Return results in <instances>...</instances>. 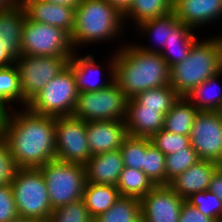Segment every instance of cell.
Returning a JSON list of instances; mask_svg holds the SVG:
<instances>
[{
  "label": "cell",
  "instance_id": "obj_1",
  "mask_svg": "<svg viewBox=\"0 0 222 222\" xmlns=\"http://www.w3.org/2000/svg\"><path fill=\"white\" fill-rule=\"evenodd\" d=\"M16 110H7L0 124V138L6 143L15 168H39L54 160L56 117L33 113L27 107L21 112Z\"/></svg>",
  "mask_w": 222,
  "mask_h": 222
},
{
  "label": "cell",
  "instance_id": "obj_2",
  "mask_svg": "<svg viewBox=\"0 0 222 222\" xmlns=\"http://www.w3.org/2000/svg\"><path fill=\"white\" fill-rule=\"evenodd\" d=\"M124 45L114 52V82L128 98L170 85V67L160 53L142 51L135 44Z\"/></svg>",
  "mask_w": 222,
  "mask_h": 222
},
{
  "label": "cell",
  "instance_id": "obj_3",
  "mask_svg": "<svg viewBox=\"0 0 222 222\" xmlns=\"http://www.w3.org/2000/svg\"><path fill=\"white\" fill-rule=\"evenodd\" d=\"M222 71V36L196 41L186 59L170 68V86L185 97L206 79Z\"/></svg>",
  "mask_w": 222,
  "mask_h": 222
},
{
  "label": "cell",
  "instance_id": "obj_4",
  "mask_svg": "<svg viewBox=\"0 0 222 222\" xmlns=\"http://www.w3.org/2000/svg\"><path fill=\"white\" fill-rule=\"evenodd\" d=\"M124 23V16L107 1L81 0L75 7L72 45L78 49L79 45L114 40L123 33Z\"/></svg>",
  "mask_w": 222,
  "mask_h": 222
},
{
  "label": "cell",
  "instance_id": "obj_5",
  "mask_svg": "<svg viewBox=\"0 0 222 222\" xmlns=\"http://www.w3.org/2000/svg\"><path fill=\"white\" fill-rule=\"evenodd\" d=\"M10 185L20 218L48 220L53 209L39 168H16Z\"/></svg>",
  "mask_w": 222,
  "mask_h": 222
},
{
  "label": "cell",
  "instance_id": "obj_6",
  "mask_svg": "<svg viewBox=\"0 0 222 222\" xmlns=\"http://www.w3.org/2000/svg\"><path fill=\"white\" fill-rule=\"evenodd\" d=\"M39 169L44 176L53 210L82 199L86 184L84 165L54 159Z\"/></svg>",
  "mask_w": 222,
  "mask_h": 222
},
{
  "label": "cell",
  "instance_id": "obj_7",
  "mask_svg": "<svg viewBox=\"0 0 222 222\" xmlns=\"http://www.w3.org/2000/svg\"><path fill=\"white\" fill-rule=\"evenodd\" d=\"M78 90L74 72L68 65L56 77L35 95L27 104V108L36 114L51 117L72 116Z\"/></svg>",
  "mask_w": 222,
  "mask_h": 222
},
{
  "label": "cell",
  "instance_id": "obj_8",
  "mask_svg": "<svg viewBox=\"0 0 222 222\" xmlns=\"http://www.w3.org/2000/svg\"><path fill=\"white\" fill-rule=\"evenodd\" d=\"M128 99L113 81L107 88L79 93L72 116L85 122L125 121Z\"/></svg>",
  "mask_w": 222,
  "mask_h": 222
},
{
  "label": "cell",
  "instance_id": "obj_9",
  "mask_svg": "<svg viewBox=\"0 0 222 222\" xmlns=\"http://www.w3.org/2000/svg\"><path fill=\"white\" fill-rule=\"evenodd\" d=\"M71 57L20 55L15 58L14 65L18 71L24 107L51 79L68 66Z\"/></svg>",
  "mask_w": 222,
  "mask_h": 222
},
{
  "label": "cell",
  "instance_id": "obj_10",
  "mask_svg": "<svg viewBox=\"0 0 222 222\" xmlns=\"http://www.w3.org/2000/svg\"><path fill=\"white\" fill-rule=\"evenodd\" d=\"M76 51L71 35L59 28L29 20L23 26L21 55L72 56Z\"/></svg>",
  "mask_w": 222,
  "mask_h": 222
},
{
  "label": "cell",
  "instance_id": "obj_11",
  "mask_svg": "<svg viewBox=\"0 0 222 222\" xmlns=\"http://www.w3.org/2000/svg\"><path fill=\"white\" fill-rule=\"evenodd\" d=\"M56 160L85 165L91 158L86 122L73 116L56 117Z\"/></svg>",
  "mask_w": 222,
  "mask_h": 222
},
{
  "label": "cell",
  "instance_id": "obj_12",
  "mask_svg": "<svg viewBox=\"0 0 222 222\" xmlns=\"http://www.w3.org/2000/svg\"><path fill=\"white\" fill-rule=\"evenodd\" d=\"M189 138L199 160L222 165V111H199Z\"/></svg>",
  "mask_w": 222,
  "mask_h": 222
},
{
  "label": "cell",
  "instance_id": "obj_13",
  "mask_svg": "<svg viewBox=\"0 0 222 222\" xmlns=\"http://www.w3.org/2000/svg\"><path fill=\"white\" fill-rule=\"evenodd\" d=\"M185 199L168 185H157L141 202V222H178Z\"/></svg>",
  "mask_w": 222,
  "mask_h": 222
},
{
  "label": "cell",
  "instance_id": "obj_14",
  "mask_svg": "<svg viewBox=\"0 0 222 222\" xmlns=\"http://www.w3.org/2000/svg\"><path fill=\"white\" fill-rule=\"evenodd\" d=\"M86 126L91 156L120 149L128 136L125 121H91Z\"/></svg>",
  "mask_w": 222,
  "mask_h": 222
},
{
  "label": "cell",
  "instance_id": "obj_15",
  "mask_svg": "<svg viewBox=\"0 0 222 222\" xmlns=\"http://www.w3.org/2000/svg\"><path fill=\"white\" fill-rule=\"evenodd\" d=\"M21 4L29 20L59 27L72 34L75 7L54 4L45 0H21Z\"/></svg>",
  "mask_w": 222,
  "mask_h": 222
},
{
  "label": "cell",
  "instance_id": "obj_16",
  "mask_svg": "<svg viewBox=\"0 0 222 222\" xmlns=\"http://www.w3.org/2000/svg\"><path fill=\"white\" fill-rule=\"evenodd\" d=\"M75 51L69 60L68 65L71 67L74 72V77L76 81V87L79 93L81 92H95L104 88H107L114 81V63H115V54L109 59L108 67L109 76L108 81L104 83L100 78L97 79L101 75V67L96 63L95 58L91 54H86V56L79 57V55L75 54ZM109 65V66H108ZM95 73V74H93ZM94 75V76H93ZM94 78L97 79L94 81ZM111 79V80H110Z\"/></svg>",
  "mask_w": 222,
  "mask_h": 222
},
{
  "label": "cell",
  "instance_id": "obj_17",
  "mask_svg": "<svg viewBox=\"0 0 222 222\" xmlns=\"http://www.w3.org/2000/svg\"><path fill=\"white\" fill-rule=\"evenodd\" d=\"M172 11L183 24L194 30L221 19L222 0H173Z\"/></svg>",
  "mask_w": 222,
  "mask_h": 222
},
{
  "label": "cell",
  "instance_id": "obj_18",
  "mask_svg": "<svg viewBox=\"0 0 222 222\" xmlns=\"http://www.w3.org/2000/svg\"><path fill=\"white\" fill-rule=\"evenodd\" d=\"M220 166L212 161L199 160L173 179L168 186L186 199L194 193L208 190L211 178Z\"/></svg>",
  "mask_w": 222,
  "mask_h": 222
},
{
  "label": "cell",
  "instance_id": "obj_19",
  "mask_svg": "<svg viewBox=\"0 0 222 222\" xmlns=\"http://www.w3.org/2000/svg\"><path fill=\"white\" fill-rule=\"evenodd\" d=\"M125 124L128 135L151 138L163 129L164 115L157 109L144 108L133 98H129Z\"/></svg>",
  "mask_w": 222,
  "mask_h": 222
},
{
  "label": "cell",
  "instance_id": "obj_20",
  "mask_svg": "<svg viewBox=\"0 0 222 222\" xmlns=\"http://www.w3.org/2000/svg\"><path fill=\"white\" fill-rule=\"evenodd\" d=\"M86 182L116 186L124 168L120 150L92 155L84 165Z\"/></svg>",
  "mask_w": 222,
  "mask_h": 222
},
{
  "label": "cell",
  "instance_id": "obj_21",
  "mask_svg": "<svg viewBox=\"0 0 222 222\" xmlns=\"http://www.w3.org/2000/svg\"><path fill=\"white\" fill-rule=\"evenodd\" d=\"M26 12L22 4L0 12V39L5 49L14 57H20V47Z\"/></svg>",
  "mask_w": 222,
  "mask_h": 222
},
{
  "label": "cell",
  "instance_id": "obj_22",
  "mask_svg": "<svg viewBox=\"0 0 222 222\" xmlns=\"http://www.w3.org/2000/svg\"><path fill=\"white\" fill-rule=\"evenodd\" d=\"M190 26L183 24L174 34L172 39L165 44L164 50H159V48L144 47L135 44V46L145 52L149 53H160L168 66H172L181 63L186 59L189 54L193 44L197 41L196 35Z\"/></svg>",
  "mask_w": 222,
  "mask_h": 222
},
{
  "label": "cell",
  "instance_id": "obj_23",
  "mask_svg": "<svg viewBox=\"0 0 222 222\" xmlns=\"http://www.w3.org/2000/svg\"><path fill=\"white\" fill-rule=\"evenodd\" d=\"M120 197L116 186L86 182L82 200L95 219L105 213Z\"/></svg>",
  "mask_w": 222,
  "mask_h": 222
},
{
  "label": "cell",
  "instance_id": "obj_24",
  "mask_svg": "<svg viewBox=\"0 0 222 222\" xmlns=\"http://www.w3.org/2000/svg\"><path fill=\"white\" fill-rule=\"evenodd\" d=\"M197 110L185 97H179L169 112L164 116L163 129L179 134L190 136Z\"/></svg>",
  "mask_w": 222,
  "mask_h": 222
},
{
  "label": "cell",
  "instance_id": "obj_25",
  "mask_svg": "<svg viewBox=\"0 0 222 222\" xmlns=\"http://www.w3.org/2000/svg\"><path fill=\"white\" fill-rule=\"evenodd\" d=\"M221 76L222 71L206 79L185 98L199 111H222V89L217 86Z\"/></svg>",
  "mask_w": 222,
  "mask_h": 222
},
{
  "label": "cell",
  "instance_id": "obj_26",
  "mask_svg": "<svg viewBox=\"0 0 222 222\" xmlns=\"http://www.w3.org/2000/svg\"><path fill=\"white\" fill-rule=\"evenodd\" d=\"M183 25V23L175 16L173 11L162 17H156L144 21L137 25L138 32L144 33L146 36L149 35L150 39L156 41L163 50L165 44L172 39L173 34ZM152 36V37H151Z\"/></svg>",
  "mask_w": 222,
  "mask_h": 222
},
{
  "label": "cell",
  "instance_id": "obj_27",
  "mask_svg": "<svg viewBox=\"0 0 222 222\" xmlns=\"http://www.w3.org/2000/svg\"><path fill=\"white\" fill-rule=\"evenodd\" d=\"M156 185L142 170L124 167L116 185L120 196L136 197L141 199Z\"/></svg>",
  "mask_w": 222,
  "mask_h": 222
},
{
  "label": "cell",
  "instance_id": "obj_28",
  "mask_svg": "<svg viewBox=\"0 0 222 222\" xmlns=\"http://www.w3.org/2000/svg\"><path fill=\"white\" fill-rule=\"evenodd\" d=\"M96 222H141L139 198L120 196L105 212L95 218Z\"/></svg>",
  "mask_w": 222,
  "mask_h": 222
},
{
  "label": "cell",
  "instance_id": "obj_29",
  "mask_svg": "<svg viewBox=\"0 0 222 222\" xmlns=\"http://www.w3.org/2000/svg\"><path fill=\"white\" fill-rule=\"evenodd\" d=\"M172 3L173 0H134L124 15V21L131 19L137 26L144 21L162 17L172 11Z\"/></svg>",
  "mask_w": 222,
  "mask_h": 222
},
{
  "label": "cell",
  "instance_id": "obj_30",
  "mask_svg": "<svg viewBox=\"0 0 222 222\" xmlns=\"http://www.w3.org/2000/svg\"><path fill=\"white\" fill-rule=\"evenodd\" d=\"M179 97L177 92L168 85L145 90L135 95L133 99L144 108L157 109L165 116Z\"/></svg>",
  "mask_w": 222,
  "mask_h": 222
},
{
  "label": "cell",
  "instance_id": "obj_31",
  "mask_svg": "<svg viewBox=\"0 0 222 222\" xmlns=\"http://www.w3.org/2000/svg\"><path fill=\"white\" fill-rule=\"evenodd\" d=\"M166 155L144 138L143 172L157 185H166Z\"/></svg>",
  "mask_w": 222,
  "mask_h": 222
},
{
  "label": "cell",
  "instance_id": "obj_32",
  "mask_svg": "<svg viewBox=\"0 0 222 222\" xmlns=\"http://www.w3.org/2000/svg\"><path fill=\"white\" fill-rule=\"evenodd\" d=\"M11 102H19L24 107V97L19 86L18 71L14 64L0 69V104L6 110H9L10 108L13 109Z\"/></svg>",
  "mask_w": 222,
  "mask_h": 222
},
{
  "label": "cell",
  "instance_id": "obj_33",
  "mask_svg": "<svg viewBox=\"0 0 222 222\" xmlns=\"http://www.w3.org/2000/svg\"><path fill=\"white\" fill-rule=\"evenodd\" d=\"M199 161L196 151L190 145L176 153L166 155V185Z\"/></svg>",
  "mask_w": 222,
  "mask_h": 222
},
{
  "label": "cell",
  "instance_id": "obj_34",
  "mask_svg": "<svg viewBox=\"0 0 222 222\" xmlns=\"http://www.w3.org/2000/svg\"><path fill=\"white\" fill-rule=\"evenodd\" d=\"M94 220L84 201L80 199L52 210L46 222H93Z\"/></svg>",
  "mask_w": 222,
  "mask_h": 222
},
{
  "label": "cell",
  "instance_id": "obj_35",
  "mask_svg": "<svg viewBox=\"0 0 222 222\" xmlns=\"http://www.w3.org/2000/svg\"><path fill=\"white\" fill-rule=\"evenodd\" d=\"M185 201L196 207L204 215L220 222L222 218V201L210 190L194 193L186 198Z\"/></svg>",
  "mask_w": 222,
  "mask_h": 222
},
{
  "label": "cell",
  "instance_id": "obj_36",
  "mask_svg": "<svg viewBox=\"0 0 222 222\" xmlns=\"http://www.w3.org/2000/svg\"><path fill=\"white\" fill-rule=\"evenodd\" d=\"M119 150L122 154L124 167L143 171L144 138L128 135Z\"/></svg>",
  "mask_w": 222,
  "mask_h": 222
},
{
  "label": "cell",
  "instance_id": "obj_37",
  "mask_svg": "<svg viewBox=\"0 0 222 222\" xmlns=\"http://www.w3.org/2000/svg\"><path fill=\"white\" fill-rule=\"evenodd\" d=\"M150 141L165 155L176 153L191 145L189 136L171 133L164 129L155 133Z\"/></svg>",
  "mask_w": 222,
  "mask_h": 222
},
{
  "label": "cell",
  "instance_id": "obj_38",
  "mask_svg": "<svg viewBox=\"0 0 222 222\" xmlns=\"http://www.w3.org/2000/svg\"><path fill=\"white\" fill-rule=\"evenodd\" d=\"M19 218L10 183L0 186V222H12Z\"/></svg>",
  "mask_w": 222,
  "mask_h": 222
},
{
  "label": "cell",
  "instance_id": "obj_39",
  "mask_svg": "<svg viewBox=\"0 0 222 222\" xmlns=\"http://www.w3.org/2000/svg\"><path fill=\"white\" fill-rule=\"evenodd\" d=\"M15 169L9 149L0 138V186L10 183Z\"/></svg>",
  "mask_w": 222,
  "mask_h": 222
},
{
  "label": "cell",
  "instance_id": "obj_40",
  "mask_svg": "<svg viewBox=\"0 0 222 222\" xmlns=\"http://www.w3.org/2000/svg\"><path fill=\"white\" fill-rule=\"evenodd\" d=\"M178 222H217L215 219L204 215L196 207L184 201Z\"/></svg>",
  "mask_w": 222,
  "mask_h": 222
},
{
  "label": "cell",
  "instance_id": "obj_41",
  "mask_svg": "<svg viewBox=\"0 0 222 222\" xmlns=\"http://www.w3.org/2000/svg\"><path fill=\"white\" fill-rule=\"evenodd\" d=\"M212 193L222 201V166H220L211 178L209 188Z\"/></svg>",
  "mask_w": 222,
  "mask_h": 222
},
{
  "label": "cell",
  "instance_id": "obj_42",
  "mask_svg": "<svg viewBox=\"0 0 222 222\" xmlns=\"http://www.w3.org/2000/svg\"><path fill=\"white\" fill-rule=\"evenodd\" d=\"M15 58L5 49L0 39V69L14 64Z\"/></svg>",
  "mask_w": 222,
  "mask_h": 222
},
{
  "label": "cell",
  "instance_id": "obj_43",
  "mask_svg": "<svg viewBox=\"0 0 222 222\" xmlns=\"http://www.w3.org/2000/svg\"><path fill=\"white\" fill-rule=\"evenodd\" d=\"M123 16L129 11L134 0H105Z\"/></svg>",
  "mask_w": 222,
  "mask_h": 222
},
{
  "label": "cell",
  "instance_id": "obj_44",
  "mask_svg": "<svg viewBox=\"0 0 222 222\" xmlns=\"http://www.w3.org/2000/svg\"><path fill=\"white\" fill-rule=\"evenodd\" d=\"M21 4V0H0V12L7 11Z\"/></svg>",
  "mask_w": 222,
  "mask_h": 222
},
{
  "label": "cell",
  "instance_id": "obj_45",
  "mask_svg": "<svg viewBox=\"0 0 222 222\" xmlns=\"http://www.w3.org/2000/svg\"><path fill=\"white\" fill-rule=\"evenodd\" d=\"M45 1L70 7H77L81 2V0H45Z\"/></svg>",
  "mask_w": 222,
  "mask_h": 222
},
{
  "label": "cell",
  "instance_id": "obj_46",
  "mask_svg": "<svg viewBox=\"0 0 222 222\" xmlns=\"http://www.w3.org/2000/svg\"><path fill=\"white\" fill-rule=\"evenodd\" d=\"M7 110L0 104V124L3 122Z\"/></svg>",
  "mask_w": 222,
  "mask_h": 222
},
{
  "label": "cell",
  "instance_id": "obj_47",
  "mask_svg": "<svg viewBox=\"0 0 222 222\" xmlns=\"http://www.w3.org/2000/svg\"><path fill=\"white\" fill-rule=\"evenodd\" d=\"M12 222H43V221H39V220H32V219H26V218H17L16 220L12 221Z\"/></svg>",
  "mask_w": 222,
  "mask_h": 222
}]
</instances>
